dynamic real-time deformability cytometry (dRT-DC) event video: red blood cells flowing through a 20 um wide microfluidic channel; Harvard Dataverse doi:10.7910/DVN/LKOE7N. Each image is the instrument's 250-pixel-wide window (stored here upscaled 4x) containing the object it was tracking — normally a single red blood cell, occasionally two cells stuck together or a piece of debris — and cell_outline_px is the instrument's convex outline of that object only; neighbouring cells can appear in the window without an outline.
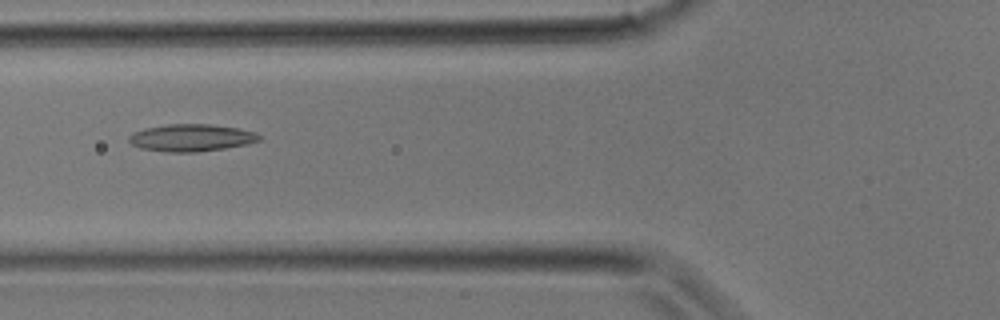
{"species": "common noctule bat (a hibernating species)", "species_latin": "Nyctalus noctula", "temperature_condition": "room temperature", "stored_images_in_passage": 22, "camera_frame_rate_fps": 3000, "um_per_image_px": 0.085, "animal": {"sex": "male", "body_mass_g": 17.9}, "frame": {"image": 1, "passage_image": 3, "time_ms": 0.667, "image_size_px": [1000, 320], "cell_outline_px": [[260, 140], [248, 144], [224, 148], [196, 152], [168, 152], [140, 148], [132, 144], [128, 140], [128, 136], [132, 132], [144, 128], [168, 124], [208, 124], [236, 128], [256, 132], [260, 136]], "centroid_in_image_um": [16.23, 11.71], "position_along_channel_um": 109.6, "area_um2": 20.63}}
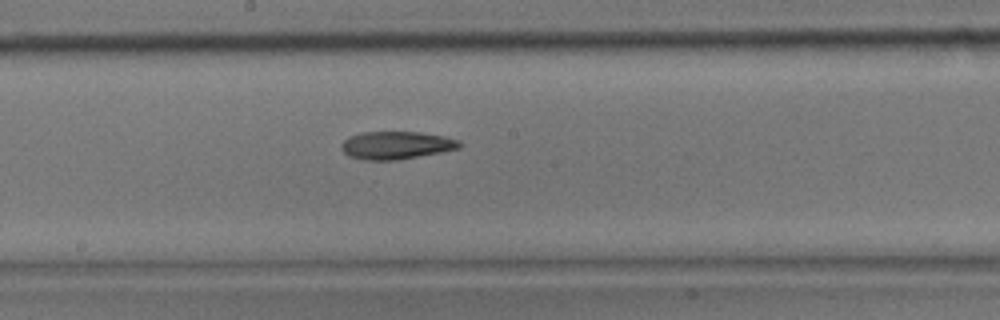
{"frame": {"image": 2, "passage_image": 8, "time_ms": 2.333, "image_size_px": [1000, 320], "cell_outline_px": [[464, 144], [460, 148], [400, 160], [364, 160], [348, 156], [340, 148], [340, 144], [348, 136], [360, 132], [420, 132], [444, 136], [460, 140]], "centroid_in_image_um": [33.67, 12.34], "position_along_channel_um": 214.5, "area_um2": 19.42}}
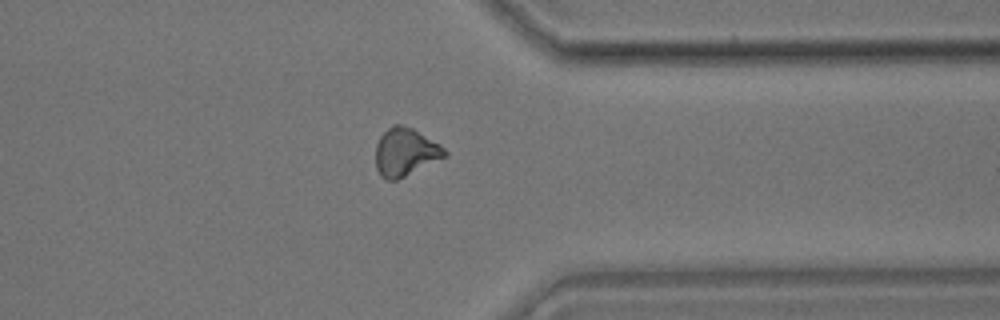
{"frame": {"image": 3, "passage_image": 16, "time_ms": 5.0, "image_size_px": [1000, 320], "cell_outline_px": [[448, 156], [396, 180], [388, 180], [380, 176], [376, 168], [376, 144], [380, 136], [392, 124], [400, 124], [412, 128], [440, 144], [448, 152]], "centroid_in_image_um": [34.46, 12.92], "position_along_channel_um": 376.9, "area_um2": 19.31}}